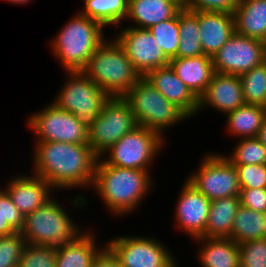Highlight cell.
Instances as JSON below:
<instances>
[{
    "label": "cell",
    "instance_id": "6da1fadb",
    "mask_svg": "<svg viewBox=\"0 0 266 267\" xmlns=\"http://www.w3.org/2000/svg\"><path fill=\"white\" fill-rule=\"evenodd\" d=\"M32 174L53 189L93 186L98 156L89 144L36 142Z\"/></svg>",
    "mask_w": 266,
    "mask_h": 267
},
{
    "label": "cell",
    "instance_id": "7a4b0ae2",
    "mask_svg": "<svg viewBox=\"0 0 266 267\" xmlns=\"http://www.w3.org/2000/svg\"><path fill=\"white\" fill-rule=\"evenodd\" d=\"M151 181L149 171L108 165L100 157L92 189L95 188L110 212L123 216L137 210L153 186Z\"/></svg>",
    "mask_w": 266,
    "mask_h": 267
},
{
    "label": "cell",
    "instance_id": "3957f363",
    "mask_svg": "<svg viewBox=\"0 0 266 267\" xmlns=\"http://www.w3.org/2000/svg\"><path fill=\"white\" fill-rule=\"evenodd\" d=\"M105 27L97 20L75 14L52 39L51 49L65 71H82L105 40Z\"/></svg>",
    "mask_w": 266,
    "mask_h": 267
},
{
    "label": "cell",
    "instance_id": "277c9868",
    "mask_svg": "<svg viewBox=\"0 0 266 267\" xmlns=\"http://www.w3.org/2000/svg\"><path fill=\"white\" fill-rule=\"evenodd\" d=\"M105 39L82 72L110 97L122 98L142 77L115 38Z\"/></svg>",
    "mask_w": 266,
    "mask_h": 267
},
{
    "label": "cell",
    "instance_id": "5b68a950",
    "mask_svg": "<svg viewBox=\"0 0 266 267\" xmlns=\"http://www.w3.org/2000/svg\"><path fill=\"white\" fill-rule=\"evenodd\" d=\"M83 232L64 207L52 197L25 216L20 233L26 244L59 246L74 241Z\"/></svg>",
    "mask_w": 266,
    "mask_h": 267
},
{
    "label": "cell",
    "instance_id": "8992f818",
    "mask_svg": "<svg viewBox=\"0 0 266 267\" xmlns=\"http://www.w3.org/2000/svg\"><path fill=\"white\" fill-rule=\"evenodd\" d=\"M130 106L138 125L159 133L163 138L164 131L174 124L189 119L175 104L169 102L145 77L122 97Z\"/></svg>",
    "mask_w": 266,
    "mask_h": 267
},
{
    "label": "cell",
    "instance_id": "52a82bcc",
    "mask_svg": "<svg viewBox=\"0 0 266 267\" xmlns=\"http://www.w3.org/2000/svg\"><path fill=\"white\" fill-rule=\"evenodd\" d=\"M66 74V83L51 103L72 113L89 130L110 96L82 71H66Z\"/></svg>",
    "mask_w": 266,
    "mask_h": 267
},
{
    "label": "cell",
    "instance_id": "ba28073f",
    "mask_svg": "<svg viewBox=\"0 0 266 267\" xmlns=\"http://www.w3.org/2000/svg\"><path fill=\"white\" fill-rule=\"evenodd\" d=\"M165 143V138L159 133L138 126L134 131L125 134L105 152L108 157L102 156L101 158L108 165L150 172V164L154 161L157 153L162 151Z\"/></svg>",
    "mask_w": 266,
    "mask_h": 267
},
{
    "label": "cell",
    "instance_id": "9c48e42d",
    "mask_svg": "<svg viewBox=\"0 0 266 267\" xmlns=\"http://www.w3.org/2000/svg\"><path fill=\"white\" fill-rule=\"evenodd\" d=\"M138 126L129 104L123 98L110 97L88 130V144L100 158L125 134Z\"/></svg>",
    "mask_w": 266,
    "mask_h": 267
},
{
    "label": "cell",
    "instance_id": "30bf717a",
    "mask_svg": "<svg viewBox=\"0 0 266 267\" xmlns=\"http://www.w3.org/2000/svg\"><path fill=\"white\" fill-rule=\"evenodd\" d=\"M219 154H207L199 168L187 178L210 201L239 196L241 190L236 167Z\"/></svg>",
    "mask_w": 266,
    "mask_h": 267
},
{
    "label": "cell",
    "instance_id": "8fae6325",
    "mask_svg": "<svg viewBox=\"0 0 266 267\" xmlns=\"http://www.w3.org/2000/svg\"><path fill=\"white\" fill-rule=\"evenodd\" d=\"M30 115L28 125L37 135L36 142L88 144V129L72 113L53 103Z\"/></svg>",
    "mask_w": 266,
    "mask_h": 267
},
{
    "label": "cell",
    "instance_id": "7c38bea8",
    "mask_svg": "<svg viewBox=\"0 0 266 267\" xmlns=\"http://www.w3.org/2000/svg\"><path fill=\"white\" fill-rule=\"evenodd\" d=\"M122 267H175V256L160 240L144 236H120L106 243Z\"/></svg>",
    "mask_w": 266,
    "mask_h": 267
},
{
    "label": "cell",
    "instance_id": "4fadbf2b",
    "mask_svg": "<svg viewBox=\"0 0 266 267\" xmlns=\"http://www.w3.org/2000/svg\"><path fill=\"white\" fill-rule=\"evenodd\" d=\"M212 60L216 73L240 76L266 61V52L262 40L235 32Z\"/></svg>",
    "mask_w": 266,
    "mask_h": 267
},
{
    "label": "cell",
    "instance_id": "5bb4252c",
    "mask_svg": "<svg viewBox=\"0 0 266 267\" xmlns=\"http://www.w3.org/2000/svg\"><path fill=\"white\" fill-rule=\"evenodd\" d=\"M114 38L142 77L150 70L169 65L170 60L158 47V43L148 29L128 26L120 30Z\"/></svg>",
    "mask_w": 266,
    "mask_h": 267
},
{
    "label": "cell",
    "instance_id": "9a60e30c",
    "mask_svg": "<svg viewBox=\"0 0 266 267\" xmlns=\"http://www.w3.org/2000/svg\"><path fill=\"white\" fill-rule=\"evenodd\" d=\"M182 188L176 204L174 221L182 232L197 239L205 233L211 201L187 180Z\"/></svg>",
    "mask_w": 266,
    "mask_h": 267
},
{
    "label": "cell",
    "instance_id": "2e32d148",
    "mask_svg": "<svg viewBox=\"0 0 266 267\" xmlns=\"http://www.w3.org/2000/svg\"><path fill=\"white\" fill-rule=\"evenodd\" d=\"M243 104L245 101L240 76L215 72L205 92L198 99V112L210 105L227 114Z\"/></svg>",
    "mask_w": 266,
    "mask_h": 267
},
{
    "label": "cell",
    "instance_id": "e0dca14e",
    "mask_svg": "<svg viewBox=\"0 0 266 267\" xmlns=\"http://www.w3.org/2000/svg\"><path fill=\"white\" fill-rule=\"evenodd\" d=\"M26 175L11 178L5 186L12 202L24 217L50 200L53 195L51 191L54 190L43 178L34 174Z\"/></svg>",
    "mask_w": 266,
    "mask_h": 267
},
{
    "label": "cell",
    "instance_id": "ac0fdd59",
    "mask_svg": "<svg viewBox=\"0 0 266 267\" xmlns=\"http://www.w3.org/2000/svg\"><path fill=\"white\" fill-rule=\"evenodd\" d=\"M169 102L180 108L189 118L198 112V98L180 80L171 67L150 70L145 76Z\"/></svg>",
    "mask_w": 266,
    "mask_h": 267
},
{
    "label": "cell",
    "instance_id": "d6986e66",
    "mask_svg": "<svg viewBox=\"0 0 266 267\" xmlns=\"http://www.w3.org/2000/svg\"><path fill=\"white\" fill-rule=\"evenodd\" d=\"M198 24L204 55L210 57L235 33L234 16L229 12L198 11Z\"/></svg>",
    "mask_w": 266,
    "mask_h": 267
},
{
    "label": "cell",
    "instance_id": "ffe728a7",
    "mask_svg": "<svg viewBox=\"0 0 266 267\" xmlns=\"http://www.w3.org/2000/svg\"><path fill=\"white\" fill-rule=\"evenodd\" d=\"M169 66L198 99L215 73L212 57L208 55L173 58L169 61Z\"/></svg>",
    "mask_w": 266,
    "mask_h": 267
},
{
    "label": "cell",
    "instance_id": "44dd1931",
    "mask_svg": "<svg viewBox=\"0 0 266 267\" xmlns=\"http://www.w3.org/2000/svg\"><path fill=\"white\" fill-rule=\"evenodd\" d=\"M182 8L176 0H129L126 19L134 21L135 25L130 27L148 29L174 18Z\"/></svg>",
    "mask_w": 266,
    "mask_h": 267
},
{
    "label": "cell",
    "instance_id": "7402d4cb",
    "mask_svg": "<svg viewBox=\"0 0 266 267\" xmlns=\"http://www.w3.org/2000/svg\"><path fill=\"white\" fill-rule=\"evenodd\" d=\"M201 243L198 261L202 267H240L239 244L231 238L194 239Z\"/></svg>",
    "mask_w": 266,
    "mask_h": 267
},
{
    "label": "cell",
    "instance_id": "603a6c76",
    "mask_svg": "<svg viewBox=\"0 0 266 267\" xmlns=\"http://www.w3.org/2000/svg\"><path fill=\"white\" fill-rule=\"evenodd\" d=\"M233 16L236 33L262 41L266 37V0H239Z\"/></svg>",
    "mask_w": 266,
    "mask_h": 267
},
{
    "label": "cell",
    "instance_id": "cb8c5ba5",
    "mask_svg": "<svg viewBox=\"0 0 266 267\" xmlns=\"http://www.w3.org/2000/svg\"><path fill=\"white\" fill-rule=\"evenodd\" d=\"M86 231L74 241L57 246L56 267H91L100 249L93 232Z\"/></svg>",
    "mask_w": 266,
    "mask_h": 267
},
{
    "label": "cell",
    "instance_id": "d4e9b609",
    "mask_svg": "<svg viewBox=\"0 0 266 267\" xmlns=\"http://www.w3.org/2000/svg\"><path fill=\"white\" fill-rule=\"evenodd\" d=\"M239 206V196L224 197L211 201L208 221L202 237L229 238Z\"/></svg>",
    "mask_w": 266,
    "mask_h": 267
},
{
    "label": "cell",
    "instance_id": "484cf974",
    "mask_svg": "<svg viewBox=\"0 0 266 267\" xmlns=\"http://www.w3.org/2000/svg\"><path fill=\"white\" fill-rule=\"evenodd\" d=\"M227 132L241 138H256L264 122L262 106L243 104L226 114Z\"/></svg>",
    "mask_w": 266,
    "mask_h": 267
},
{
    "label": "cell",
    "instance_id": "4316f807",
    "mask_svg": "<svg viewBox=\"0 0 266 267\" xmlns=\"http://www.w3.org/2000/svg\"><path fill=\"white\" fill-rule=\"evenodd\" d=\"M237 244L266 238V213L239 206L230 237Z\"/></svg>",
    "mask_w": 266,
    "mask_h": 267
},
{
    "label": "cell",
    "instance_id": "83f0119b",
    "mask_svg": "<svg viewBox=\"0 0 266 267\" xmlns=\"http://www.w3.org/2000/svg\"><path fill=\"white\" fill-rule=\"evenodd\" d=\"M178 25L180 43L177 50V58H192L204 55L200 41L198 11L183 7L178 12Z\"/></svg>",
    "mask_w": 266,
    "mask_h": 267
},
{
    "label": "cell",
    "instance_id": "f1b7e54d",
    "mask_svg": "<svg viewBox=\"0 0 266 267\" xmlns=\"http://www.w3.org/2000/svg\"><path fill=\"white\" fill-rule=\"evenodd\" d=\"M82 15L99 21L103 26H120L126 20L129 0H84ZM123 20V21H122Z\"/></svg>",
    "mask_w": 266,
    "mask_h": 267
},
{
    "label": "cell",
    "instance_id": "f546056e",
    "mask_svg": "<svg viewBox=\"0 0 266 267\" xmlns=\"http://www.w3.org/2000/svg\"><path fill=\"white\" fill-rule=\"evenodd\" d=\"M246 104L262 105L266 102V61L240 75Z\"/></svg>",
    "mask_w": 266,
    "mask_h": 267
},
{
    "label": "cell",
    "instance_id": "4dcf8cb0",
    "mask_svg": "<svg viewBox=\"0 0 266 267\" xmlns=\"http://www.w3.org/2000/svg\"><path fill=\"white\" fill-rule=\"evenodd\" d=\"M148 30L169 60L177 58V50L180 43L178 14L174 18L152 25Z\"/></svg>",
    "mask_w": 266,
    "mask_h": 267
},
{
    "label": "cell",
    "instance_id": "1f68e13d",
    "mask_svg": "<svg viewBox=\"0 0 266 267\" xmlns=\"http://www.w3.org/2000/svg\"><path fill=\"white\" fill-rule=\"evenodd\" d=\"M232 165L266 164V147L256 138H241L232 154L224 156Z\"/></svg>",
    "mask_w": 266,
    "mask_h": 267
},
{
    "label": "cell",
    "instance_id": "d6a6232c",
    "mask_svg": "<svg viewBox=\"0 0 266 267\" xmlns=\"http://www.w3.org/2000/svg\"><path fill=\"white\" fill-rule=\"evenodd\" d=\"M57 246L26 244L18 267H56Z\"/></svg>",
    "mask_w": 266,
    "mask_h": 267
},
{
    "label": "cell",
    "instance_id": "836d02e7",
    "mask_svg": "<svg viewBox=\"0 0 266 267\" xmlns=\"http://www.w3.org/2000/svg\"><path fill=\"white\" fill-rule=\"evenodd\" d=\"M26 241L20 232L0 237V267H18Z\"/></svg>",
    "mask_w": 266,
    "mask_h": 267
},
{
    "label": "cell",
    "instance_id": "e575fe53",
    "mask_svg": "<svg viewBox=\"0 0 266 267\" xmlns=\"http://www.w3.org/2000/svg\"><path fill=\"white\" fill-rule=\"evenodd\" d=\"M240 267H266V238L239 244Z\"/></svg>",
    "mask_w": 266,
    "mask_h": 267
},
{
    "label": "cell",
    "instance_id": "d590c367",
    "mask_svg": "<svg viewBox=\"0 0 266 267\" xmlns=\"http://www.w3.org/2000/svg\"><path fill=\"white\" fill-rule=\"evenodd\" d=\"M234 166L241 189L266 188V164Z\"/></svg>",
    "mask_w": 266,
    "mask_h": 267
},
{
    "label": "cell",
    "instance_id": "8d00e7d4",
    "mask_svg": "<svg viewBox=\"0 0 266 267\" xmlns=\"http://www.w3.org/2000/svg\"><path fill=\"white\" fill-rule=\"evenodd\" d=\"M239 0H187L185 8L192 11L234 12Z\"/></svg>",
    "mask_w": 266,
    "mask_h": 267
},
{
    "label": "cell",
    "instance_id": "74e56055",
    "mask_svg": "<svg viewBox=\"0 0 266 267\" xmlns=\"http://www.w3.org/2000/svg\"><path fill=\"white\" fill-rule=\"evenodd\" d=\"M239 198L243 207L266 213V188L241 189Z\"/></svg>",
    "mask_w": 266,
    "mask_h": 267
},
{
    "label": "cell",
    "instance_id": "f35d334b",
    "mask_svg": "<svg viewBox=\"0 0 266 267\" xmlns=\"http://www.w3.org/2000/svg\"><path fill=\"white\" fill-rule=\"evenodd\" d=\"M2 214L4 220L16 231L21 232L24 226V215L12 202L7 191L2 187Z\"/></svg>",
    "mask_w": 266,
    "mask_h": 267
},
{
    "label": "cell",
    "instance_id": "ab89813d",
    "mask_svg": "<svg viewBox=\"0 0 266 267\" xmlns=\"http://www.w3.org/2000/svg\"><path fill=\"white\" fill-rule=\"evenodd\" d=\"M103 246L94 257L91 267H122L114 251L107 244Z\"/></svg>",
    "mask_w": 266,
    "mask_h": 267
},
{
    "label": "cell",
    "instance_id": "60d3db41",
    "mask_svg": "<svg viewBox=\"0 0 266 267\" xmlns=\"http://www.w3.org/2000/svg\"><path fill=\"white\" fill-rule=\"evenodd\" d=\"M16 231L9 225L7 220H4L2 214V189L0 188V237L9 236L14 234Z\"/></svg>",
    "mask_w": 266,
    "mask_h": 267
},
{
    "label": "cell",
    "instance_id": "b9f144b4",
    "mask_svg": "<svg viewBox=\"0 0 266 267\" xmlns=\"http://www.w3.org/2000/svg\"><path fill=\"white\" fill-rule=\"evenodd\" d=\"M257 138L266 147V121L265 120L258 132Z\"/></svg>",
    "mask_w": 266,
    "mask_h": 267
},
{
    "label": "cell",
    "instance_id": "7bdbcfd3",
    "mask_svg": "<svg viewBox=\"0 0 266 267\" xmlns=\"http://www.w3.org/2000/svg\"><path fill=\"white\" fill-rule=\"evenodd\" d=\"M5 1H9L10 3H13V4H20V5H25V3H26V5L28 4V3H30L32 0H5Z\"/></svg>",
    "mask_w": 266,
    "mask_h": 267
},
{
    "label": "cell",
    "instance_id": "ee69618b",
    "mask_svg": "<svg viewBox=\"0 0 266 267\" xmlns=\"http://www.w3.org/2000/svg\"><path fill=\"white\" fill-rule=\"evenodd\" d=\"M263 113H264V120L266 121V102H264L262 105Z\"/></svg>",
    "mask_w": 266,
    "mask_h": 267
},
{
    "label": "cell",
    "instance_id": "f6af8a7d",
    "mask_svg": "<svg viewBox=\"0 0 266 267\" xmlns=\"http://www.w3.org/2000/svg\"><path fill=\"white\" fill-rule=\"evenodd\" d=\"M178 3H180L183 7L185 6L187 0H176Z\"/></svg>",
    "mask_w": 266,
    "mask_h": 267
},
{
    "label": "cell",
    "instance_id": "bcb514c9",
    "mask_svg": "<svg viewBox=\"0 0 266 267\" xmlns=\"http://www.w3.org/2000/svg\"><path fill=\"white\" fill-rule=\"evenodd\" d=\"M263 45H264V48H265V52H266V37L263 39Z\"/></svg>",
    "mask_w": 266,
    "mask_h": 267
}]
</instances>
